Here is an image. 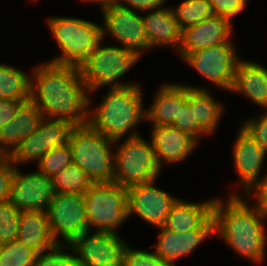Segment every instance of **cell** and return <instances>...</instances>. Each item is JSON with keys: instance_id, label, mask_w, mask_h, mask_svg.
I'll return each mask as SVG.
<instances>
[{"instance_id": "cell-1", "label": "cell", "mask_w": 267, "mask_h": 266, "mask_svg": "<svg viewBox=\"0 0 267 266\" xmlns=\"http://www.w3.org/2000/svg\"><path fill=\"white\" fill-rule=\"evenodd\" d=\"M34 74L36 82L30 78V100L44 117L66 120L75 126L88 123L90 98L79 67L47 62Z\"/></svg>"}, {"instance_id": "cell-2", "label": "cell", "mask_w": 267, "mask_h": 266, "mask_svg": "<svg viewBox=\"0 0 267 266\" xmlns=\"http://www.w3.org/2000/svg\"><path fill=\"white\" fill-rule=\"evenodd\" d=\"M238 196L232 194L226 204L215 199L214 234H219L239 255L261 263L266 249V235L261 220L267 216L257 202L255 208H251Z\"/></svg>"}, {"instance_id": "cell-3", "label": "cell", "mask_w": 267, "mask_h": 266, "mask_svg": "<svg viewBox=\"0 0 267 266\" xmlns=\"http://www.w3.org/2000/svg\"><path fill=\"white\" fill-rule=\"evenodd\" d=\"M140 86L111 87L88 123L105 137L119 142L136 124L146 118Z\"/></svg>"}, {"instance_id": "cell-4", "label": "cell", "mask_w": 267, "mask_h": 266, "mask_svg": "<svg viewBox=\"0 0 267 266\" xmlns=\"http://www.w3.org/2000/svg\"><path fill=\"white\" fill-rule=\"evenodd\" d=\"M115 141L105 137L89 123L75 126L69 144L73 163L79 166L93 183L114 182V154L111 145Z\"/></svg>"}, {"instance_id": "cell-5", "label": "cell", "mask_w": 267, "mask_h": 266, "mask_svg": "<svg viewBox=\"0 0 267 266\" xmlns=\"http://www.w3.org/2000/svg\"><path fill=\"white\" fill-rule=\"evenodd\" d=\"M48 26L63 54L49 63L79 67L103 40L102 27L90 21L56 16Z\"/></svg>"}, {"instance_id": "cell-6", "label": "cell", "mask_w": 267, "mask_h": 266, "mask_svg": "<svg viewBox=\"0 0 267 266\" xmlns=\"http://www.w3.org/2000/svg\"><path fill=\"white\" fill-rule=\"evenodd\" d=\"M131 133L114 153V182L127 188L156 180L161 172L152 141Z\"/></svg>"}, {"instance_id": "cell-7", "label": "cell", "mask_w": 267, "mask_h": 266, "mask_svg": "<svg viewBox=\"0 0 267 266\" xmlns=\"http://www.w3.org/2000/svg\"><path fill=\"white\" fill-rule=\"evenodd\" d=\"M139 58L140 56L130 49L121 46H103L100 41L79 66L87 91L91 93L109 84H112L111 87L132 85L131 83L122 84L116 80L131 69Z\"/></svg>"}, {"instance_id": "cell-8", "label": "cell", "mask_w": 267, "mask_h": 266, "mask_svg": "<svg viewBox=\"0 0 267 266\" xmlns=\"http://www.w3.org/2000/svg\"><path fill=\"white\" fill-rule=\"evenodd\" d=\"M89 225L96 231L117 233L128 218V188L115 182L93 183L84 194Z\"/></svg>"}, {"instance_id": "cell-9", "label": "cell", "mask_w": 267, "mask_h": 266, "mask_svg": "<svg viewBox=\"0 0 267 266\" xmlns=\"http://www.w3.org/2000/svg\"><path fill=\"white\" fill-rule=\"evenodd\" d=\"M47 214L52 235L59 244V234L67 244H71L89 231L83 194L55 193Z\"/></svg>"}, {"instance_id": "cell-10", "label": "cell", "mask_w": 267, "mask_h": 266, "mask_svg": "<svg viewBox=\"0 0 267 266\" xmlns=\"http://www.w3.org/2000/svg\"><path fill=\"white\" fill-rule=\"evenodd\" d=\"M184 60L207 80L229 91L241 61L231 41L189 53Z\"/></svg>"}, {"instance_id": "cell-11", "label": "cell", "mask_w": 267, "mask_h": 266, "mask_svg": "<svg viewBox=\"0 0 267 266\" xmlns=\"http://www.w3.org/2000/svg\"><path fill=\"white\" fill-rule=\"evenodd\" d=\"M74 127L69 121L44 117L39 128L22 140L7 158L16 166L39 161L51 149L68 144Z\"/></svg>"}, {"instance_id": "cell-12", "label": "cell", "mask_w": 267, "mask_h": 266, "mask_svg": "<svg viewBox=\"0 0 267 266\" xmlns=\"http://www.w3.org/2000/svg\"><path fill=\"white\" fill-rule=\"evenodd\" d=\"M105 28L102 27V37L109 32L120 42L123 48L141 55L149 49L143 17L136 11L118 5L116 2L101 5Z\"/></svg>"}, {"instance_id": "cell-13", "label": "cell", "mask_w": 267, "mask_h": 266, "mask_svg": "<svg viewBox=\"0 0 267 266\" xmlns=\"http://www.w3.org/2000/svg\"><path fill=\"white\" fill-rule=\"evenodd\" d=\"M89 231L76 238L70 245L74 248L80 266H123L127 243L117 233Z\"/></svg>"}, {"instance_id": "cell-14", "label": "cell", "mask_w": 267, "mask_h": 266, "mask_svg": "<svg viewBox=\"0 0 267 266\" xmlns=\"http://www.w3.org/2000/svg\"><path fill=\"white\" fill-rule=\"evenodd\" d=\"M54 194L52 178L39 171L24 175L16 167L9 201L21 212L47 211Z\"/></svg>"}, {"instance_id": "cell-15", "label": "cell", "mask_w": 267, "mask_h": 266, "mask_svg": "<svg viewBox=\"0 0 267 266\" xmlns=\"http://www.w3.org/2000/svg\"><path fill=\"white\" fill-rule=\"evenodd\" d=\"M154 181L128 188V216L136 213L144 221L159 228L164 225L178 198L156 188Z\"/></svg>"}, {"instance_id": "cell-16", "label": "cell", "mask_w": 267, "mask_h": 266, "mask_svg": "<svg viewBox=\"0 0 267 266\" xmlns=\"http://www.w3.org/2000/svg\"><path fill=\"white\" fill-rule=\"evenodd\" d=\"M231 20L213 15L196 25L182 30V40L178 53L184 59L189 53L211 46L228 43L232 30Z\"/></svg>"}, {"instance_id": "cell-17", "label": "cell", "mask_w": 267, "mask_h": 266, "mask_svg": "<svg viewBox=\"0 0 267 266\" xmlns=\"http://www.w3.org/2000/svg\"><path fill=\"white\" fill-rule=\"evenodd\" d=\"M237 135L233 151L235 168L248 195L252 187L256 189L262 183L258 177L267 151L242 126Z\"/></svg>"}, {"instance_id": "cell-18", "label": "cell", "mask_w": 267, "mask_h": 266, "mask_svg": "<svg viewBox=\"0 0 267 266\" xmlns=\"http://www.w3.org/2000/svg\"><path fill=\"white\" fill-rule=\"evenodd\" d=\"M43 118V112L31 100L23 102L15 116L0 128V153L8 157L22 140L39 128Z\"/></svg>"}, {"instance_id": "cell-19", "label": "cell", "mask_w": 267, "mask_h": 266, "mask_svg": "<svg viewBox=\"0 0 267 266\" xmlns=\"http://www.w3.org/2000/svg\"><path fill=\"white\" fill-rule=\"evenodd\" d=\"M210 199L200 204L177 200L172 206L164 225L171 232H186L195 229H214L213 205Z\"/></svg>"}, {"instance_id": "cell-20", "label": "cell", "mask_w": 267, "mask_h": 266, "mask_svg": "<svg viewBox=\"0 0 267 266\" xmlns=\"http://www.w3.org/2000/svg\"><path fill=\"white\" fill-rule=\"evenodd\" d=\"M151 141L161 167L162 161H183L198 143L194 137L171 125L153 126Z\"/></svg>"}, {"instance_id": "cell-21", "label": "cell", "mask_w": 267, "mask_h": 266, "mask_svg": "<svg viewBox=\"0 0 267 266\" xmlns=\"http://www.w3.org/2000/svg\"><path fill=\"white\" fill-rule=\"evenodd\" d=\"M17 240L37 254L59 244L52 235L47 211L21 212Z\"/></svg>"}, {"instance_id": "cell-22", "label": "cell", "mask_w": 267, "mask_h": 266, "mask_svg": "<svg viewBox=\"0 0 267 266\" xmlns=\"http://www.w3.org/2000/svg\"><path fill=\"white\" fill-rule=\"evenodd\" d=\"M149 12L143 16L149 48L169 45L179 50L182 40V30L176 21L172 9L158 7Z\"/></svg>"}, {"instance_id": "cell-23", "label": "cell", "mask_w": 267, "mask_h": 266, "mask_svg": "<svg viewBox=\"0 0 267 266\" xmlns=\"http://www.w3.org/2000/svg\"><path fill=\"white\" fill-rule=\"evenodd\" d=\"M160 234L155 251L171 266L175 260L191 253L204 238L214 234V229H195L186 232H171L159 227Z\"/></svg>"}, {"instance_id": "cell-24", "label": "cell", "mask_w": 267, "mask_h": 266, "mask_svg": "<svg viewBox=\"0 0 267 266\" xmlns=\"http://www.w3.org/2000/svg\"><path fill=\"white\" fill-rule=\"evenodd\" d=\"M230 91L243 93L257 105L267 109V69L241 59Z\"/></svg>"}, {"instance_id": "cell-25", "label": "cell", "mask_w": 267, "mask_h": 266, "mask_svg": "<svg viewBox=\"0 0 267 266\" xmlns=\"http://www.w3.org/2000/svg\"><path fill=\"white\" fill-rule=\"evenodd\" d=\"M187 99V86L178 84H164L158 91L146 118L153 122V126L171 125L178 116L179 106Z\"/></svg>"}, {"instance_id": "cell-26", "label": "cell", "mask_w": 267, "mask_h": 266, "mask_svg": "<svg viewBox=\"0 0 267 266\" xmlns=\"http://www.w3.org/2000/svg\"><path fill=\"white\" fill-rule=\"evenodd\" d=\"M30 78L18 68L0 64V100H30Z\"/></svg>"}, {"instance_id": "cell-27", "label": "cell", "mask_w": 267, "mask_h": 266, "mask_svg": "<svg viewBox=\"0 0 267 266\" xmlns=\"http://www.w3.org/2000/svg\"><path fill=\"white\" fill-rule=\"evenodd\" d=\"M189 87L194 88L195 122H199L208 133L212 134L219 123L223 107L204 88Z\"/></svg>"}, {"instance_id": "cell-28", "label": "cell", "mask_w": 267, "mask_h": 266, "mask_svg": "<svg viewBox=\"0 0 267 266\" xmlns=\"http://www.w3.org/2000/svg\"><path fill=\"white\" fill-rule=\"evenodd\" d=\"M55 193L85 194L93 182L76 164L71 163L52 177Z\"/></svg>"}, {"instance_id": "cell-29", "label": "cell", "mask_w": 267, "mask_h": 266, "mask_svg": "<svg viewBox=\"0 0 267 266\" xmlns=\"http://www.w3.org/2000/svg\"><path fill=\"white\" fill-rule=\"evenodd\" d=\"M172 12L181 30L214 15L209 0H185Z\"/></svg>"}, {"instance_id": "cell-30", "label": "cell", "mask_w": 267, "mask_h": 266, "mask_svg": "<svg viewBox=\"0 0 267 266\" xmlns=\"http://www.w3.org/2000/svg\"><path fill=\"white\" fill-rule=\"evenodd\" d=\"M171 126L194 137L197 141L202 134H209L199 122H195L194 88L187 86V99L179 106L178 116Z\"/></svg>"}, {"instance_id": "cell-31", "label": "cell", "mask_w": 267, "mask_h": 266, "mask_svg": "<svg viewBox=\"0 0 267 266\" xmlns=\"http://www.w3.org/2000/svg\"><path fill=\"white\" fill-rule=\"evenodd\" d=\"M37 253L18 240L3 243L0 266H34Z\"/></svg>"}, {"instance_id": "cell-32", "label": "cell", "mask_w": 267, "mask_h": 266, "mask_svg": "<svg viewBox=\"0 0 267 266\" xmlns=\"http://www.w3.org/2000/svg\"><path fill=\"white\" fill-rule=\"evenodd\" d=\"M39 162V172L52 178L64 168L73 163L70 144H66L44 154Z\"/></svg>"}, {"instance_id": "cell-33", "label": "cell", "mask_w": 267, "mask_h": 266, "mask_svg": "<svg viewBox=\"0 0 267 266\" xmlns=\"http://www.w3.org/2000/svg\"><path fill=\"white\" fill-rule=\"evenodd\" d=\"M21 211L9 200L0 202V242L17 240Z\"/></svg>"}, {"instance_id": "cell-34", "label": "cell", "mask_w": 267, "mask_h": 266, "mask_svg": "<svg viewBox=\"0 0 267 266\" xmlns=\"http://www.w3.org/2000/svg\"><path fill=\"white\" fill-rule=\"evenodd\" d=\"M66 247L74 251L75 256L71 255V253H66L64 251ZM76 255L74 248L70 244L65 246L61 243L47 252L38 254L34 266H80Z\"/></svg>"}, {"instance_id": "cell-35", "label": "cell", "mask_w": 267, "mask_h": 266, "mask_svg": "<svg viewBox=\"0 0 267 266\" xmlns=\"http://www.w3.org/2000/svg\"><path fill=\"white\" fill-rule=\"evenodd\" d=\"M123 266H171L155 252L133 250L129 245L124 251Z\"/></svg>"}, {"instance_id": "cell-36", "label": "cell", "mask_w": 267, "mask_h": 266, "mask_svg": "<svg viewBox=\"0 0 267 266\" xmlns=\"http://www.w3.org/2000/svg\"><path fill=\"white\" fill-rule=\"evenodd\" d=\"M214 15L231 17L239 14L246 6L247 0H209Z\"/></svg>"}, {"instance_id": "cell-37", "label": "cell", "mask_w": 267, "mask_h": 266, "mask_svg": "<svg viewBox=\"0 0 267 266\" xmlns=\"http://www.w3.org/2000/svg\"><path fill=\"white\" fill-rule=\"evenodd\" d=\"M257 119L251 118L242 127L267 151V112Z\"/></svg>"}, {"instance_id": "cell-38", "label": "cell", "mask_w": 267, "mask_h": 266, "mask_svg": "<svg viewBox=\"0 0 267 266\" xmlns=\"http://www.w3.org/2000/svg\"><path fill=\"white\" fill-rule=\"evenodd\" d=\"M16 167L7 157L0 161V202L9 200Z\"/></svg>"}, {"instance_id": "cell-39", "label": "cell", "mask_w": 267, "mask_h": 266, "mask_svg": "<svg viewBox=\"0 0 267 266\" xmlns=\"http://www.w3.org/2000/svg\"><path fill=\"white\" fill-rule=\"evenodd\" d=\"M23 101L2 99L0 100V128L12 119Z\"/></svg>"}, {"instance_id": "cell-40", "label": "cell", "mask_w": 267, "mask_h": 266, "mask_svg": "<svg viewBox=\"0 0 267 266\" xmlns=\"http://www.w3.org/2000/svg\"><path fill=\"white\" fill-rule=\"evenodd\" d=\"M125 1V3L129 6H126L122 3L119 2V0H116V3L122 7L125 8H131L130 9H135L134 11H150L152 9L161 7L162 4L165 3L166 0H122Z\"/></svg>"}, {"instance_id": "cell-41", "label": "cell", "mask_w": 267, "mask_h": 266, "mask_svg": "<svg viewBox=\"0 0 267 266\" xmlns=\"http://www.w3.org/2000/svg\"><path fill=\"white\" fill-rule=\"evenodd\" d=\"M261 180L262 183L254 190H256L257 203L267 216V174Z\"/></svg>"}, {"instance_id": "cell-42", "label": "cell", "mask_w": 267, "mask_h": 266, "mask_svg": "<svg viewBox=\"0 0 267 266\" xmlns=\"http://www.w3.org/2000/svg\"><path fill=\"white\" fill-rule=\"evenodd\" d=\"M85 1H93L96 3L98 2L100 5H104V4L111 3V2H116V0H85Z\"/></svg>"}, {"instance_id": "cell-43", "label": "cell", "mask_w": 267, "mask_h": 266, "mask_svg": "<svg viewBox=\"0 0 267 266\" xmlns=\"http://www.w3.org/2000/svg\"><path fill=\"white\" fill-rule=\"evenodd\" d=\"M4 158V156L0 153V161Z\"/></svg>"}, {"instance_id": "cell-44", "label": "cell", "mask_w": 267, "mask_h": 266, "mask_svg": "<svg viewBox=\"0 0 267 266\" xmlns=\"http://www.w3.org/2000/svg\"><path fill=\"white\" fill-rule=\"evenodd\" d=\"M2 245H3V243H2V242H0V251H1Z\"/></svg>"}]
</instances>
